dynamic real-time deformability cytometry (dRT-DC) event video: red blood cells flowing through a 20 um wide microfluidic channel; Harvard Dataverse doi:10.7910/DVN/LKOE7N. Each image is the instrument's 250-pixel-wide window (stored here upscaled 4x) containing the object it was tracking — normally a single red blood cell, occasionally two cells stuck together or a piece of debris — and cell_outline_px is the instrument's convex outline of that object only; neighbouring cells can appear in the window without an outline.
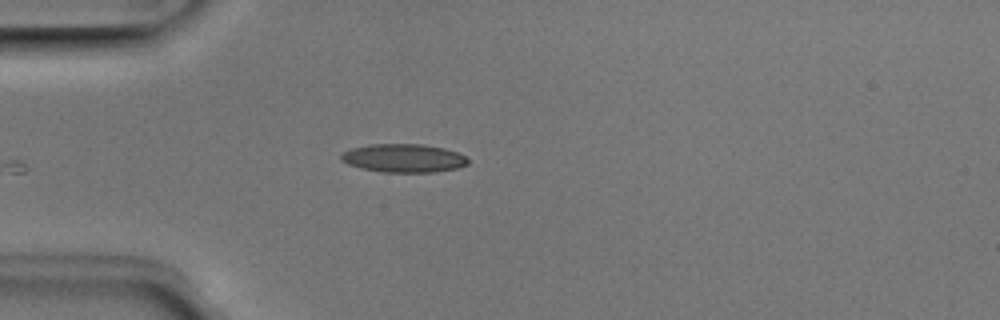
{"species": "Egyptian fruit bat (a non-hibernating species)", "species_latin": "Rousettus aegyptiacus", "temperature_condition": "room temperature", "stored_images_in_passage": 5, "camera_frame_rate_fps": 3000, "um_per_image_px": 0.085, "animal": {"sex": "male"}, "frame": {"image": 1, "passage_image": 5, "time_ms": 1.333, "image_size_px": [1000, 320], "cell_outline_px": [[468, 164], [456, 168], [432, 172], [384, 172], [360, 168], [348, 164], [340, 160], [340, 156], [344, 152], [352, 148], [368, 144], [424, 144], [444, 148], [456, 152], [464, 156], [468, 160]], "centroid_in_image_um": [34.28, 13.44], "position_along_channel_um": 50.7, "area_um2": 20.92}}